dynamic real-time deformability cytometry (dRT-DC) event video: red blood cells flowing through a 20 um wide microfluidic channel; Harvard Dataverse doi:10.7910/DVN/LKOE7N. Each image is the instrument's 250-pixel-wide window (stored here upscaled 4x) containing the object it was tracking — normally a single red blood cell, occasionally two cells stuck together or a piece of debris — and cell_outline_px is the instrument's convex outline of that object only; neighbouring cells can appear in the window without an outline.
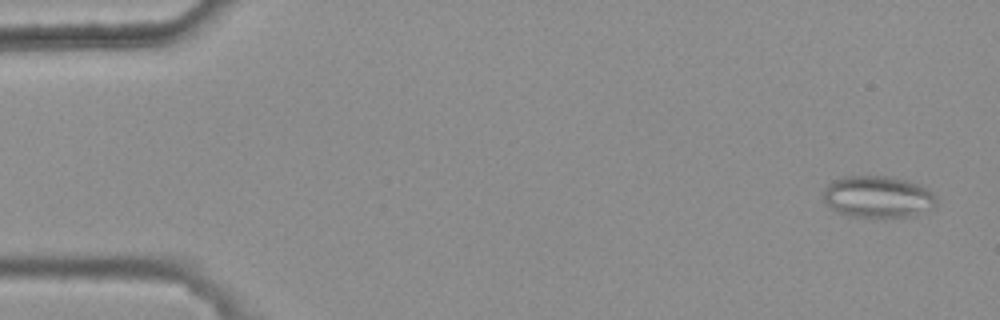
{"species": "common noctule bat (a hibernating species)", "species_latin": "Nyctalus noctula", "temperature_condition": "warm", "stored_images_in_passage": 6, "camera_frame_rate_fps": 3000, "um_per_image_px": 0.085, "animal": {"sex": "female", "body_mass_g": 25.1}, "frame": {"image": 1, "passage_image": 1, "time_ms": 0.0, "image_size_px": [1000, 320], "cell_outline_px": [[936, 208], [916, 216], [848, 216], [836, 212], [828, 208], [824, 200], [824, 188], [832, 180], [844, 176], [888, 176], [908, 180], [920, 184], [932, 192], [936, 196]], "centroid_in_image_um": [74.63, 16.72], "position_along_channel_um": 10.4, "area_um2": 27.92}}